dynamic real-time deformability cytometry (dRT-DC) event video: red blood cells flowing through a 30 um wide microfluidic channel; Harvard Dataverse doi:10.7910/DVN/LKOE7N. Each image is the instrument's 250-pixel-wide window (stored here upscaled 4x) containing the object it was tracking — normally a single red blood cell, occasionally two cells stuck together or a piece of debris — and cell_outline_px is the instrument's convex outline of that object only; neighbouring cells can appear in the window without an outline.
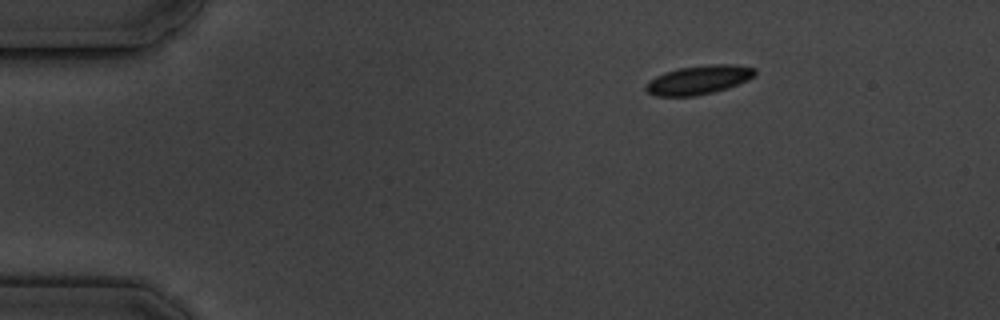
{"species": "common noctule bat (a hibernating species)", "species_latin": "Nyctalus noctula", "temperature_condition": "cold", "stored_images_in_passage": 9, "camera_frame_rate_fps": 3000, "um_per_image_px": 0.085, "animal": {"sex": "male", "body_mass_g": 19.5, "forearm_length_mm": 54.6}, "frame": {"image": 1, "passage_image": 1, "time_ms": 0.0, "image_size_px": [1000, 320], "cell_outline_px": [[756, 76], [748, 80], [728, 88], [696, 96], [656, 96], [648, 92], [644, 88], [656, 76], [664, 72], [680, 68], [708, 64], [736, 64], [756, 68]], "centroid_in_image_um": [59.45, 6.78], "position_along_channel_um": 25.5, "area_um2": 18.38}}
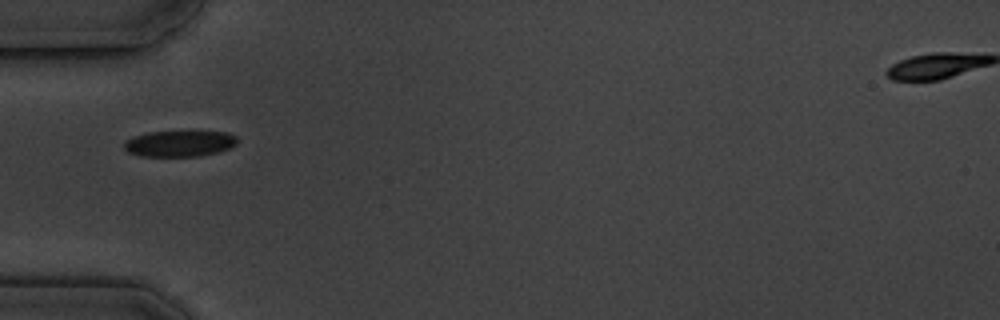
{"frame": {"image": 2, "passage_image": 4, "time_ms": 3.333, "image_size_px": [1000, 320], "cell_outline_px": [[236, 144], [232, 148], [220, 152], [200, 156], [140, 156], [128, 152], [124, 148], [124, 140], [132, 136], [148, 132], [228, 132], [236, 136]], "centroid_in_image_um": [15.25, 12.21], "position_along_channel_um": 69.7, "area_um2": 17.28}}